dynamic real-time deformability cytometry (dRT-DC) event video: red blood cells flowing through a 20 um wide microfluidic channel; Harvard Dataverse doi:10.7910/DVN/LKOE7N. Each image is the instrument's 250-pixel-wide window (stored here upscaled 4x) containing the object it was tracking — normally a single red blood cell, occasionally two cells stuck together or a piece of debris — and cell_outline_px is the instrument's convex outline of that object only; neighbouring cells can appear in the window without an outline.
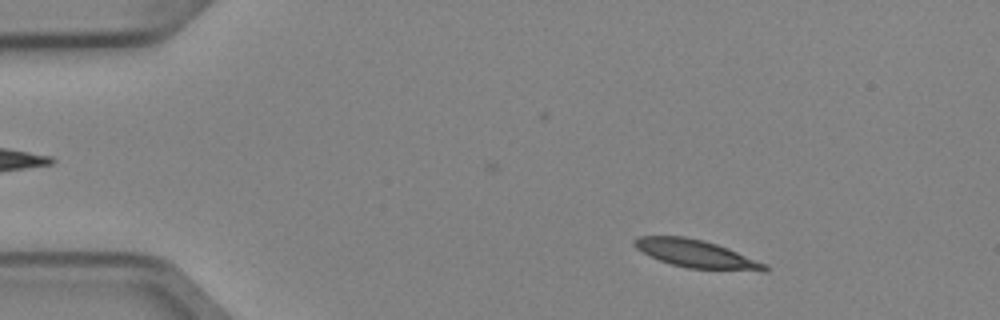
{"species": "Egyptian fruit bat (a non-hibernating species)", "species_latin": "Rousettus aegyptiacus", "temperature_condition": "cold", "stored_images_in_passage": 4, "camera_frame_rate_fps": 3000, "um_per_image_px": 0.085, "animal": {"sex": "female"}, "frame": {"image": 1, "passage_image": 2, "time_ms": 0.333, "image_size_px": [1000, 320], "cell_outline_px": [[768, 272], [764, 272], [688, 268], [672, 264], [660, 260], [636, 248], [632, 244], [632, 240], [640, 236], [684, 236], [704, 240], [728, 248], [768, 264]], "centroid_in_image_um": [59.25, 21.58], "position_along_channel_um": 25.8, "area_um2": 21.27}}